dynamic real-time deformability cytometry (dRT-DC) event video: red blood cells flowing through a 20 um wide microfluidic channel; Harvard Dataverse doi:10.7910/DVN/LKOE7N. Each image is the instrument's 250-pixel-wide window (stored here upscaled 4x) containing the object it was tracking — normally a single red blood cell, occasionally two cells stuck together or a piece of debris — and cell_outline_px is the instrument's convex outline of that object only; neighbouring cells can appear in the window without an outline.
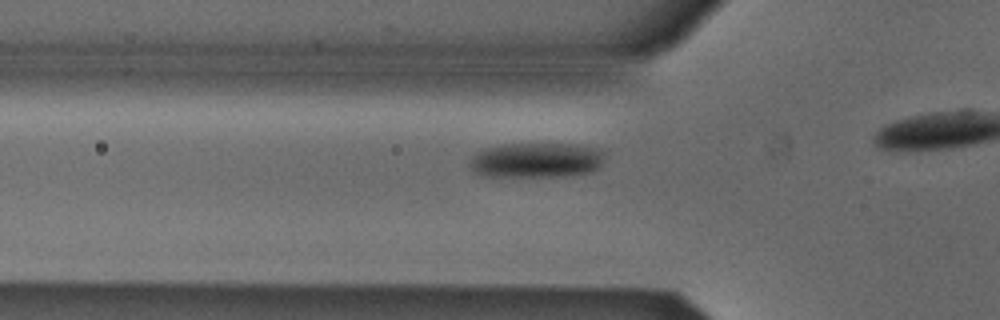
{"species": "Egyptian fruit bat (a non-hibernating species)", "species_latin": "Rousettus aegyptiacus", "temperature_condition": "cold", "stored_images_in_passage": 13, "camera_frame_rate_fps": 3000, "um_per_image_px": 0.085, "animal": {"sex": "male"}, "frame": {"image": 1, "passage_image": 8, "time_ms": 2.333, "image_size_px": [1000, 320], "cell_outline_px": [[604, 160], [592, 172], [564, 176], [488, 176], [476, 172], [468, 164], [472, 156], [476, 152], [488, 148], [504, 144], [580, 144], [604, 148]], "centroid_in_image_um": [45.66, 13.6], "position_along_channel_um": 80.1, "area_um2": 27.69}}
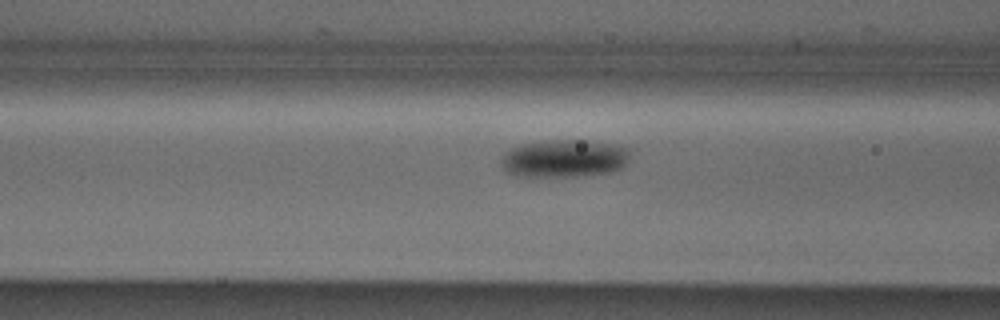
{"frame": {"image": 2, "passage_image": 11, "time_ms": 3.333, "image_size_px": [1000, 320], "cell_outline_px": [[628, 160], [620, 168], [612, 172], [576, 176], [512, 176], [504, 172], [500, 168], [500, 160], [504, 152], [520, 144], [540, 140], [584, 140], [616, 144], [628, 148]], "centroid_in_image_um": [47.87, 13.46], "position_along_channel_um": 118.7, "area_um2": 28.78}}